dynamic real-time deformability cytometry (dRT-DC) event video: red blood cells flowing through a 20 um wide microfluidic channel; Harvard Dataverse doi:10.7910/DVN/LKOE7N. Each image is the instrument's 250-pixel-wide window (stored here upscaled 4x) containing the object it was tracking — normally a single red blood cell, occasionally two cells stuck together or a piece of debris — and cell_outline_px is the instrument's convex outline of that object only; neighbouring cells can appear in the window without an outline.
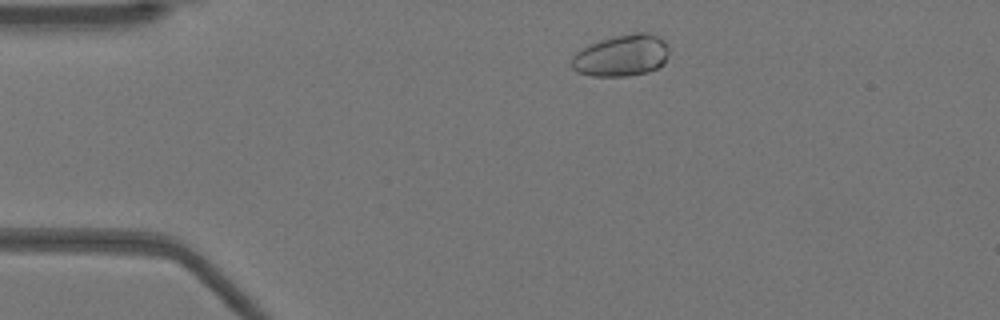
{"species": "Egyptian fruit bat (a non-hibernating species)", "species_latin": "Rousettus aegyptiacus", "temperature_condition": "warm", "stored_images_in_passage": 47, "camera_frame_rate_fps": 3000, "um_per_image_px": 0.085, "animal": {"sex": "female"}, "frame": {"image": 1, "passage_image": 5, "time_ms": 1.333, "image_size_px": [1000, 320], "cell_outline_px": [[668, 56], [664, 64], [660, 68], [648, 72], [628, 76], [592, 76], [576, 72], [572, 68], [572, 56], [576, 52], [588, 44], [600, 40], [616, 36], [636, 32], [648, 32], [660, 36], [668, 44]], "centroid_in_image_um": [52.86, 4.72], "position_along_channel_um": 32.1, "area_um2": 24.04}}
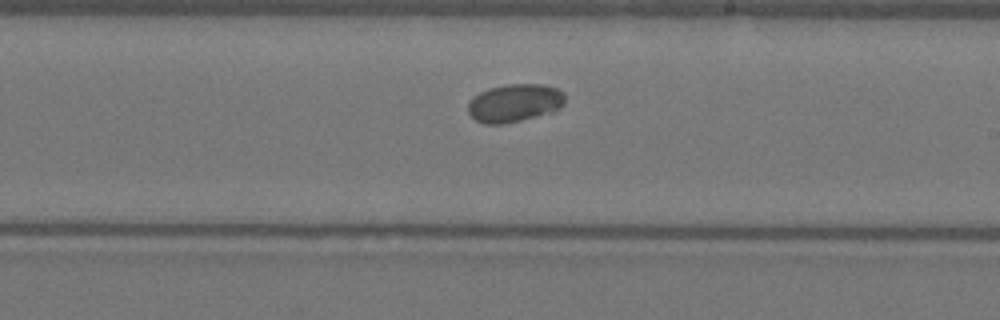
{"frame": {"image": 2, "passage_image": 25, "time_ms": 8.0, "image_size_px": [1000, 320], "cell_outline_px": [[564, 104], [560, 108], [552, 112], [504, 124], [484, 124], [476, 120], [468, 112], [468, 104], [472, 96], [488, 88], [508, 84], [544, 84], [556, 88], [564, 92]], "centroid_in_image_um": [43.73, 8.74], "position_along_channel_um": 245.3, "area_um2": 21.56}}
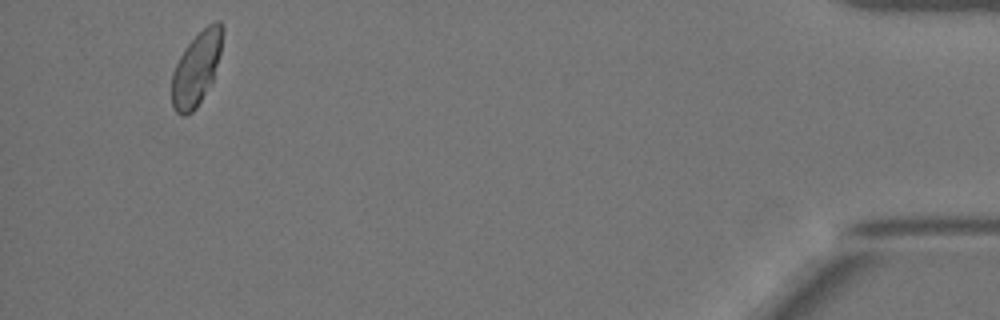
{"frame": {"image": 3, "passage_image": 44, "time_ms": 14.333, "image_size_px": [1000, 320], "cell_outline_px": [[224, 32], [220, 52], [212, 84], [196, 108], [192, 112], [184, 116], [176, 112], [172, 108], [172, 72], [180, 56], [188, 44], [208, 24], [216, 20], [220, 20], [224, 28]], "centroid_in_image_um": [16.71, 5.84], "position_along_channel_um": 418.5, "area_um2": 21.73}, "authors_computed_cell_mechanics": {"area_um2": 21.7906, "velocity_mm_per_s": 3.9149, "shape_relaxation_time_tau1_ms": 7.7081, "shape_relaxation_time_tau2_ms": null, "deformation_change_tau1": 0.181, "deformation_change_tau2": null}}